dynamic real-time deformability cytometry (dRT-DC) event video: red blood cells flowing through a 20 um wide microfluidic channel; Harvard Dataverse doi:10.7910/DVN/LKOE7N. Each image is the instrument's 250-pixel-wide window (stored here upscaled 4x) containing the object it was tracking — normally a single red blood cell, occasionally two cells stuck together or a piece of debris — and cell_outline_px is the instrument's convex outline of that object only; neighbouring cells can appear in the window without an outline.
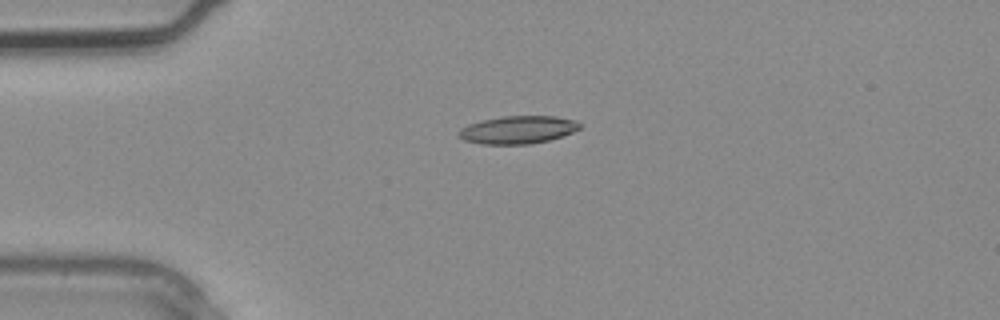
{"species": "common noctule bat (a hibernating species)", "species_latin": "Nyctalus noctula", "temperature_condition": "warm", "stored_images_in_passage": 2, "camera_frame_rate_fps": 3000, "um_per_image_px": 0.085, "animal": {"sex": "male", "body_mass_g": 20.4}, "frame": {"image": 1, "passage_image": 2, "time_ms": 0.333, "image_size_px": [1000, 320], "cell_outline_px": [[580, 128], [572, 132], [548, 140], [528, 144], [480, 144], [464, 140], [460, 136], [460, 128], [468, 124], [480, 120], [500, 116], [556, 116], [576, 120], [580, 124]], "centroid_in_image_um": [44.0, 11.02], "position_along_channel_um": 41.0, "area_um2": 19.54}}